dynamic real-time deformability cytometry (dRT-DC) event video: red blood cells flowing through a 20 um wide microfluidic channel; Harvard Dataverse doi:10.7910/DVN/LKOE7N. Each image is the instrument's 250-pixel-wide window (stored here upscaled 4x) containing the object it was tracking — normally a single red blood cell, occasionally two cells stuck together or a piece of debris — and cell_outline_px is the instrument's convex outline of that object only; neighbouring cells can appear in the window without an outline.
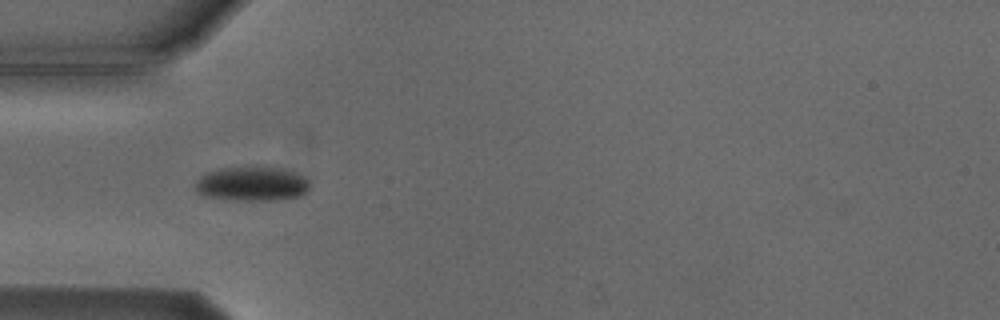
{"species": "Egyptian fruit bat (a non-hibernating species)", "species_latin": "Rousettus aegyptiacus", "temperature_condition": "cold", "stored_images_in_passage": 6, "camera_frame_rate_fps": 3000, "um_per_image_px": 0.085, "animal": {"sex": "male"}, "frame": {"image": 1, "passage_image": 5, "time_ms": 5.0, "image_size_px": [1000, 320], "cell_outline_px": [[308, 192], [300, 196], [272, 200], [236, 200], [200, 196], [196, 188], [196, 184], [200, 176], [204, 172], [220, 168], [244, 164], [256, 164], [284, 168], [296, 172], [304, 176], [308, 180]], "centroid_in_image_um": [21.41, 15.57], "position_along_channel_um": 63.6, "area_um2": 23.93}}
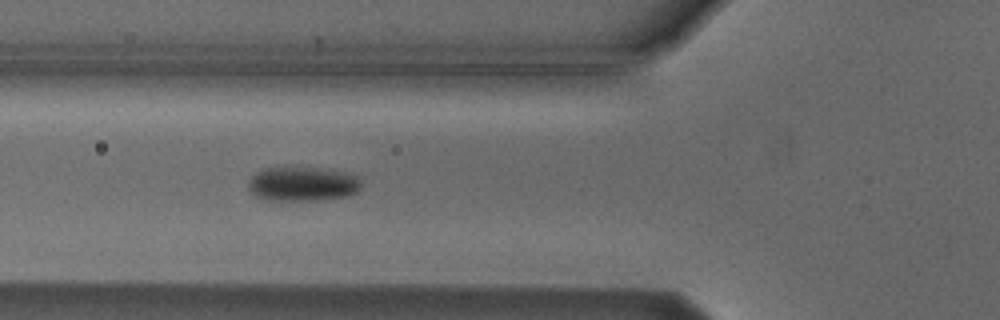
{"frame": {"image": 2, "passage_image": 6, "time_ms": 6.0, "image_size_px": [1000, 320], "cell_outline_px": [[360, 188], [356, 192], [348, 196], [316, 200], [264, 200], [256, 196], [248, 188], [248, 180], [260, 168], [320, 168], [348, 172], [356, 176], [360, 180]], "centroid_in_image_um": [25.7, 15.63], "position_along_channel_um": 100.1, "area_um2": 22.66}}